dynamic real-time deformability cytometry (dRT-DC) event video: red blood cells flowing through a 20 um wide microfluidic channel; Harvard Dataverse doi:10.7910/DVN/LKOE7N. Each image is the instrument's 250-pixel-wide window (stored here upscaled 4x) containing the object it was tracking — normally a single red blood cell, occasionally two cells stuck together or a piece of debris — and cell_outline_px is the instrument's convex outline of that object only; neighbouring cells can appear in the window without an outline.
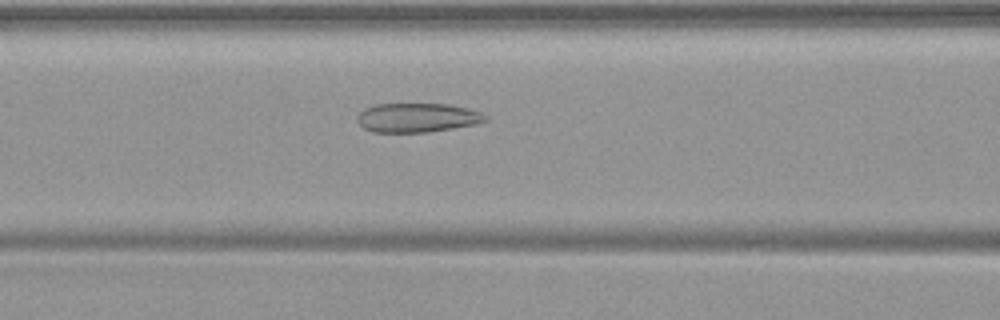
{"species": "common noctule bat (a hibernating species)", "species_latin": "Nyctalus noctula", "temperature_condition": "warm", "stored_images_in_passage": 50, "camera_frame_rate_fps": 3000, "um_per_image_px": 0.085, "animal": {"sex": "female", "body_mass_g": 19.9}, "frame": {"image": 1, "passage_image": 21, "time_ms": 6.667, "image_size_px": [1000, 320], "cell_outline_px": [[488, 120], [476, 124], [428, 132], [372, 132], [364, 128], [356, 120], [356, 116], [364, 108], [376, 104], [448, 104], [468, 108], [480, 112], [488, 116]], "centroid_in_image_um": [35.46, 10.0], "position_along_channel_um": 131.1, "area_um2": 21.85}}
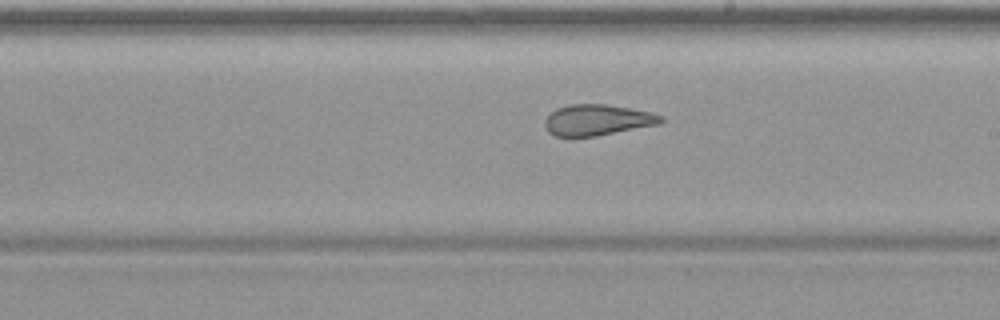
{"frame": {"image": 2, "passage_image": 29, "time_ms": 9.333, "image_size_px": [1000, 320], "cell_outline_px": [[664, 120], [660, 124], [596, 136], [556, 136], [548, 132], [544, 124], [544, 120], [556, 108], [568, 104], [608, 104], [652, 112], [664, 116]], "centroid_in_image_um": [50.8, 10.19], "position_along_channel_um": 238.2, "area_um2": 21.04}}
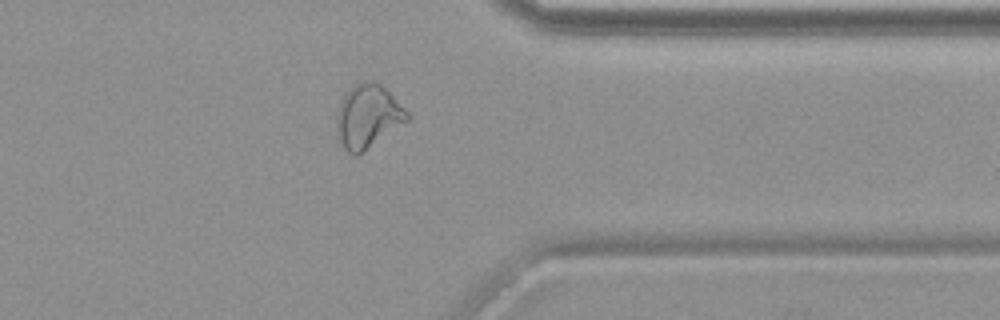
{"frame": {"image": 3, "passage_image": 40, "time_ms": 13.0, "image_size_px": [1000, 320], "cell_outline_px": [[412, 116], [408, 120], [356, 156], [352, 156], [344, 148], [340, 140], [336, 128], [336, 116], [344, 92], [352, 84], [360, 80], [372, 80], [380, 84]], "centroid_in_image_um": [31.23, 9.85], "position_along_channel_um": 380.2, "area_um2": 25.95}}